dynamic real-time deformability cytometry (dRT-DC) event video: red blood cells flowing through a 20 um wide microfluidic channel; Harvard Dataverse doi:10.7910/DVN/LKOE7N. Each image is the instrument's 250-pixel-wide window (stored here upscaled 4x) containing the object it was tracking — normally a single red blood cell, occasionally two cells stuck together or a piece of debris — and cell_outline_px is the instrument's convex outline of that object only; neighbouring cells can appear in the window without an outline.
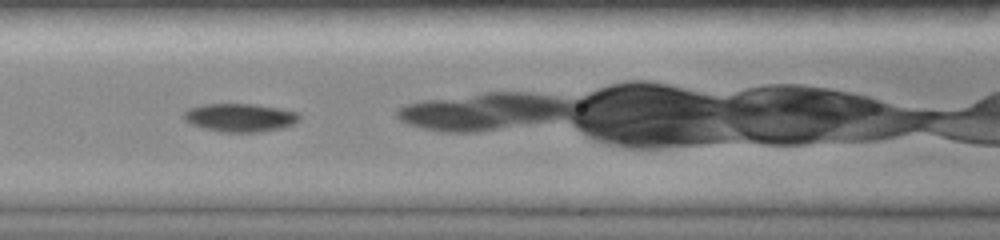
{"species": "common noctule bat (a hibernating species)", "species_latin": "Nyctalus noctula", "temperature_condition": "room temperature", "stored_images_in_passage": 33, "camera_frame_rate_fps": 3000, "um_per_image_px": 0.085, "animal": {"sex": "female", "body_mass_g": 19.0, "forearm_length_mm": 51.5}, "frame": {"image": 1, "passage_image": 6, "time_ms": 1.667, "image_size_px": [1000, 240], "cell_outline_px": [[300, 120], [296, 124], [280, 128], [260, 132], [220, 132], [204, 128], [192, 124], [184, 120], [184, 112], [188, 108], [204, 104], [256, 104], [280, 108], [300, 112]], "centroid_in_image_um": [20.45, 9.99], "position_along_channel_um": 146.2, "area_um2": 19.25}}